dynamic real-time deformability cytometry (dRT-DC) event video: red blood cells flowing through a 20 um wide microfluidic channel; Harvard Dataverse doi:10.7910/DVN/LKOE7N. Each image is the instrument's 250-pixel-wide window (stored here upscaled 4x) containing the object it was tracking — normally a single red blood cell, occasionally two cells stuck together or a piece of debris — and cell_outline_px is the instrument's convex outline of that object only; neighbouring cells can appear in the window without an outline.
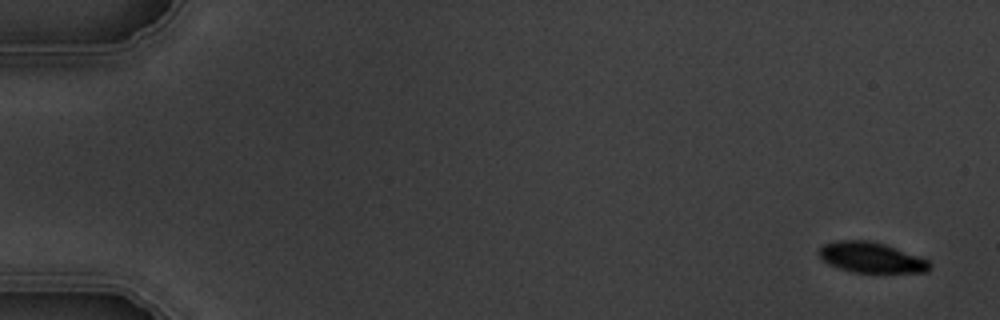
{"species": "common noctule bat (a hibernating species)", "species_latin": "Nyctalus noctula", "temperature_condition": "warm", "stored_images_in_passage": 5, "camera_frame_rate_fps": 3000, "um_per_image_px": 0.085, "animal": {"sex": "male", "body_mass_g": 19.5, "forearm_length_mm": 54.6}, "frame": {"image": 1, "passage_image": 1, "time_ms": 0.0, "image_size_px": [1000, 320], "cell_outline_px": [[932, 268], [928, 272], [852, 272], [828, 264], [816, 252], [824, 244], [836, 240], [872, 240], [896, 248], [928, 260], [932, 264]], "centroid_in_image_um": [74.05, 21.88], "position_along_channel_um": 10.9, "area_um2": 19.65}}